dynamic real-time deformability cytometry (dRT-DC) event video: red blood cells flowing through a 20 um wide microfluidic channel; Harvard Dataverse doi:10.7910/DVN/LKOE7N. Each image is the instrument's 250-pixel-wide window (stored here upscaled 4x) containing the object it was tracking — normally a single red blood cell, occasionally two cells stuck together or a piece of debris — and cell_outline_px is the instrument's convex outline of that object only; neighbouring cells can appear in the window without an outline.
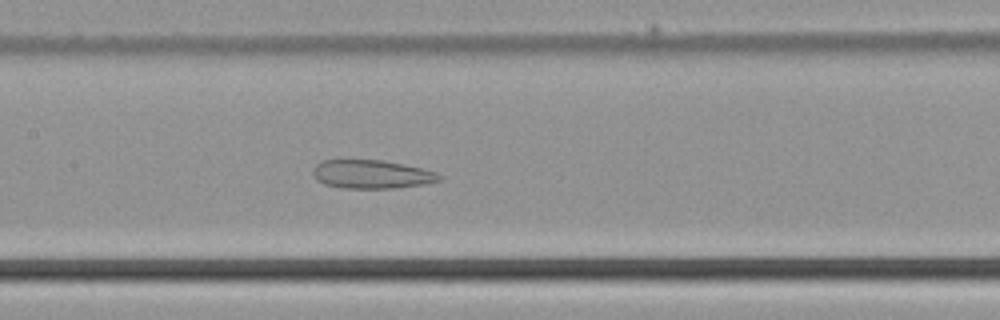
{"species": "common noctule bat (a hibernating species)", "species_latin": "Nyctalus noctula", "temperature_condition": "cold", "stored_images_in_passage": 50, "camera_frame_rate_fps": 3000, "um_per_image_px": 0.085, "animal": {"sex": "male", "body_mass_g": 21.5, "forearm_length_mm": 52.0}, "frame": {"image": 1, "passage_image": 24, "time_ms": 7.667, "image_size_px": [1000, 320], "cell_outline_px": [[444, 176], [440, 180], [424, 184], [396, 188], [340, 188], [324, 184], [316, 180], [312, 172], [316, 164], [324, 160], [380, 160], [420, 168], [436, 172]], "centroid_in_image_um": [31.57, 14.82], "position_along_channel_um": 175.8, "area_um2": 20.92}}
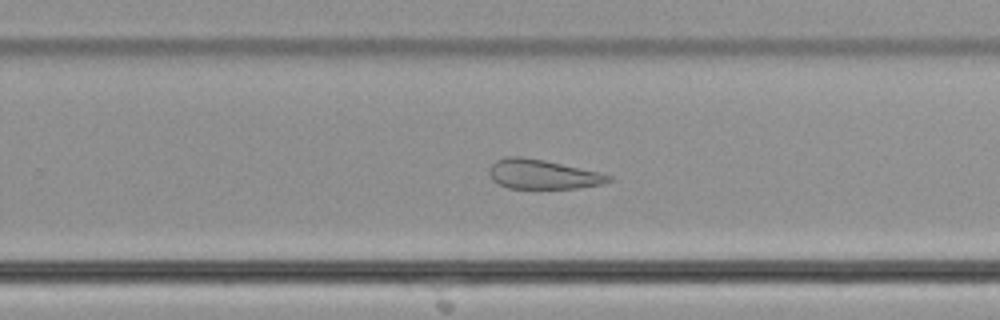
{"frame": {"image": 2, "passage_image": 32, "time_ms": 10.333, "image_size_px": [1000, 320], "cell_outline_px": [[612, 180], [604, 184], [576, 188], [508, 188], [492, 180], [488, 172], [488, 168], [496, 160], [508, 156], [520, 156], [544, 160], [600, 172], [612, 176]], "centroid_in_image_um": [46.12, 14.81], "position_along_channel_um": 283.7, "area_um2": 20.52}}
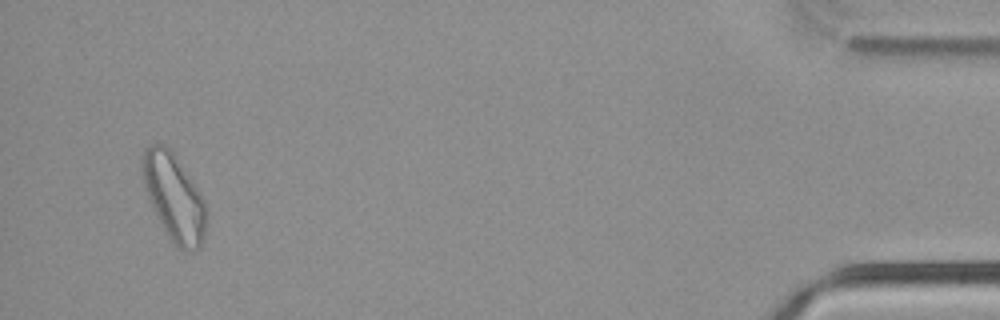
{"frame": {"image": 3, "passage_image": 48, "time_ms": 15.667, "image_size_px": [1000, 320], "cell_outline_px": [[208, 216], [204, 236], [200, 248], [184, 252], [176, 248], [168, 236], [144, 188], [140, 168], [140, 160], [144, 152], [152, 144], [164, 144], [172, 152], [200, 192], [208, 208]], "centroid_in_image_um": [14.81, 16.81], "position_along_channel_um": 420.4, "area_um2": 32.31}}